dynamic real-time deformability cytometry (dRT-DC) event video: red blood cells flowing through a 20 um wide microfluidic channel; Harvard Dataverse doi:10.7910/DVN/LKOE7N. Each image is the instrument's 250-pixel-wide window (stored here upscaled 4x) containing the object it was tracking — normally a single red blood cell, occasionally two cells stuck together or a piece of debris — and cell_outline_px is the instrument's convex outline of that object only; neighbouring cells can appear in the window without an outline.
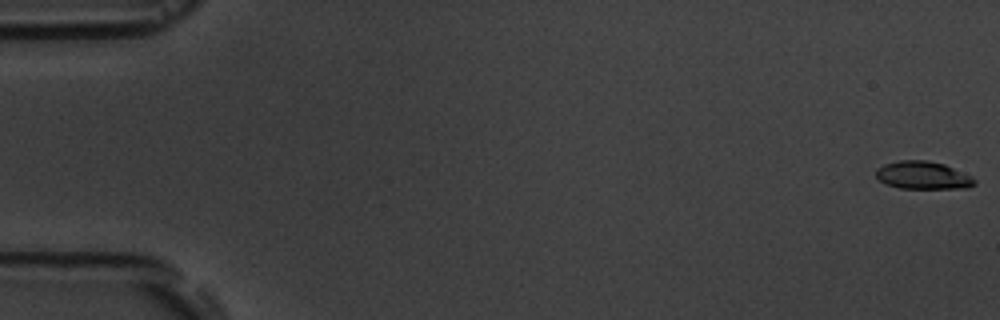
{"species": "common noctule bat (a hibernating species)", "species_latin": "Nyctalus noctula", "temperature_condition": "room temperature", "stored_images_in_passage": 17, "camera_frame_rate_fps": 3000, "um_per_image_px": 0.085, "animal": {"sex": "male", "body_mass_g": 19.5, "forearm_length_mm": 54.6}, "frame": {"image": 1, "passage_image": 1, "time_ms": 0.0, "image_size_px": [1000, 320], "cell_outline_px": [[976, 184], [968, 188], [900, 188], [884, 184], [876, 176], [876, 168], [884, 164], [900, 160], [928, 160], [944, 164], [972, 176], [976, 180]], "centroid_in_image_um": [78.45, 14.9], "position_along_channel_um": 6.6, "area_um2": 16.07}}
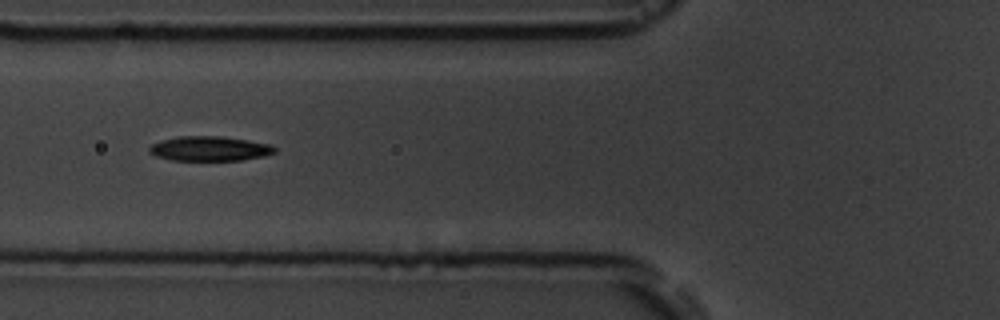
{"frame": {"image": 2, "passage_image": 7, "time_ms": 7.0, "image_size_px": [1000, 320], "cell_outline_px": [[276, 152], [264, 156], [244, 160], [172, 160], [156, 156], [148, 152], [148, 148], [152, 144], [160, 140], [180, 136], [220, 136], [248, 140], [272, 144], [276, 148]], "centroid_in_image_um": [17.83, 12.63], "position_along_channel_um": 108.0, "area_um2": 18.15}}
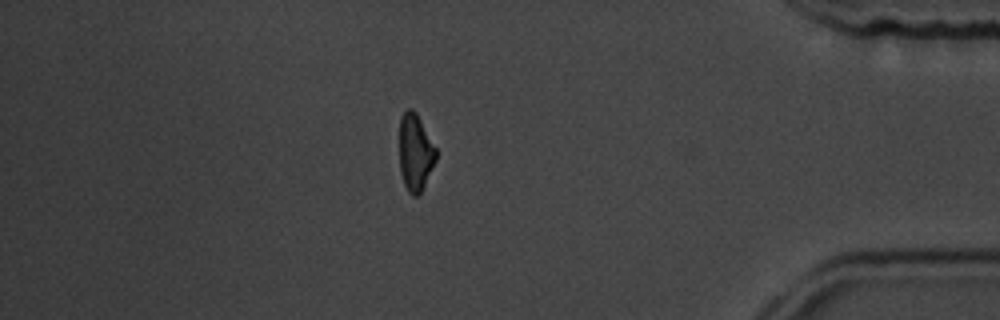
{"frame": {"image": 3, "passage_image": 15, "time_ms": 16.0, "image_size_px": [1000, 320], "cell_outline_px": [[436, 160], [420, 192], [416, 196], [412, 196], [408, 192], [404, 184], [400, 172], [400, 116], [408, 108], [412, 108], [416, 112], [436, 148]], "centroid_in_image_um": [35.29, 12.94], "position_along_channel_um": 399.9, "area_um2": 16.24}, "authors_computed_cell_mechanics": {"area_um2": 17.5712, "velocity_mm_per_s": 3.6696, "shape_relaxation_time_tau1_ms": 2.1554, "shape_relaxation_time_tau2_ms": 6.6055, "deformation_change_tau1": 0.1143, "deformation_change_tau2": 0.1339}}